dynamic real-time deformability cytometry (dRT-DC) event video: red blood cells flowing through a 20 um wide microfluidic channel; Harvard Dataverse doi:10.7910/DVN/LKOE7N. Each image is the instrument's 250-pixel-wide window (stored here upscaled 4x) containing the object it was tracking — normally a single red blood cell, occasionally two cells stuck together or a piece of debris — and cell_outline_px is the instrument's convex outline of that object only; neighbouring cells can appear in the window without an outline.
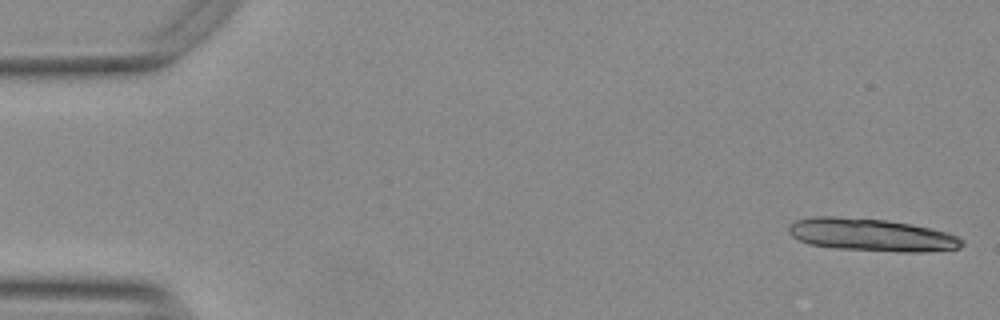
{"species": "Egyptian fruit bat (a non-hibernating species)", "species_latin": "Rousettus aegyptiacus", "temperature_condition": "warm", "stored_images_in_passage": 14, "camera_frame_rate_fps": 3000, "um_per_image_px": 0.085, "animal": {"sex": "female"}, "frame": {"image": 1, "passage_image": 1, "time_ms": 0.0, "image_size_px": [1000, 320], "cell_outline_px": [[964, 244], [960, 248], [924, 252], [900, 252], [836, 248], [808, 244], [792, 236], [788, 232], [788, 224], [796, 220], [812, 216], [836, 216], [884, 220], [912, 224], [944, 232], [956, 236], [964, 240]], "centroid_in_image_um": [74.03, 19.96], "position_along_channel_um": 11.0, "area_um2": 32.95}}